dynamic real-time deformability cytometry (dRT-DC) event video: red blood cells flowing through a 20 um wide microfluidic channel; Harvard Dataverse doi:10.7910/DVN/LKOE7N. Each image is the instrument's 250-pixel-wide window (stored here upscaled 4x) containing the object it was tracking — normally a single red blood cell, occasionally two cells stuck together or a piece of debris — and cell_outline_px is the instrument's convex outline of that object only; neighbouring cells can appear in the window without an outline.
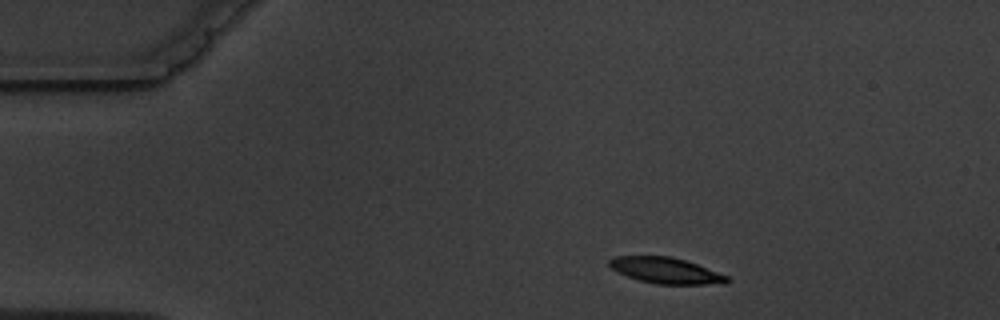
{"species": "common noctule bat (a hibernating species)", "species_latin": "Nyctalus noctula", "temperature_condition": "warm", "stored_images_in_passage": 3, "camera_frame_rate_fps": 3000, "um_per_image_px": 0.085, "animal": {"sex": "male", "body_mass_g": 19.5, "forearm_length_mm": 54.6}, "frame": {"image": 1, "passage_image": 1, "time_ms": 0.0, "image_size_px": [1000, 320], "cell_outline_px": [[732, 280], [728, 284], [656, 284], [640, 280], [616, 272], [608, 264], [608, 260], [616, 256], [672, 256], [696, 264], [728, 276]], "centroid_in_image_um": [56.62, 23.0], "position_along_channel_um": 28.4, "area_um2": 17.8}}